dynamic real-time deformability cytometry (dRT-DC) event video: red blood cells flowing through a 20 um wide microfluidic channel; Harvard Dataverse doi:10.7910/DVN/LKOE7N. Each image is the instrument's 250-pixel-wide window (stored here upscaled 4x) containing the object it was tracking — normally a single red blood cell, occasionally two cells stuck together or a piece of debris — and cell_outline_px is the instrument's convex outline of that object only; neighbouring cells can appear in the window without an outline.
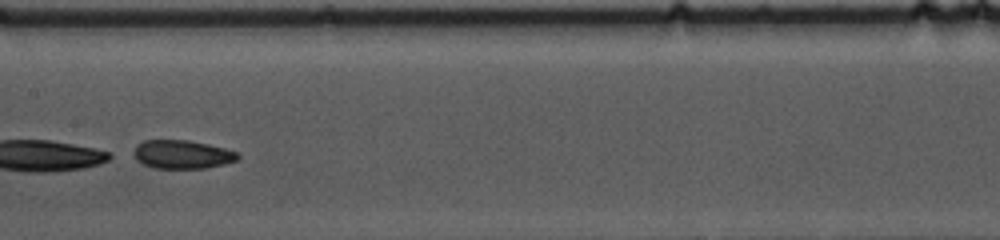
{"species": "common noctule bat (a hibernating species)", "species_latin": "Nyctalus noctula", "temperature_condition": "cold", "stored_images_in_passage": 36, "camera_frame_rate_fps": 3000, "um_per_image_px": 0.085, "animal": {"sex": "female", "body_mass_g": 10.0, "forearm_length_mm": 53.1}, "frame": {"image": 1, "passage_image": 20, "time_ms": 6.333, "image_size_px": [1000, 240], "cell_outline_px": [[240, 156], [236, 160], [224, 164], [204, 168], [152, 168], [136, 160], [128, 152], [136, 144], [144, 140], [188, 140], [208, 144], [224, 148], [236, 152]], "centroid_in_image_um": [15.38, 13.11], "position_along_channel_um": 192.0, "area_um2": 17.57}, "authors_computed_cell_mechanics": {"area_um2": 20.808, "velocity_mm_per_s": 3.6622, "shape_relaxation_time_tau1_ms": null, "shape_relaxation_time_tau2_ms": 4.8602, "deformation_change_tau1": null, "deformation_change_tau2": 0.0959}}